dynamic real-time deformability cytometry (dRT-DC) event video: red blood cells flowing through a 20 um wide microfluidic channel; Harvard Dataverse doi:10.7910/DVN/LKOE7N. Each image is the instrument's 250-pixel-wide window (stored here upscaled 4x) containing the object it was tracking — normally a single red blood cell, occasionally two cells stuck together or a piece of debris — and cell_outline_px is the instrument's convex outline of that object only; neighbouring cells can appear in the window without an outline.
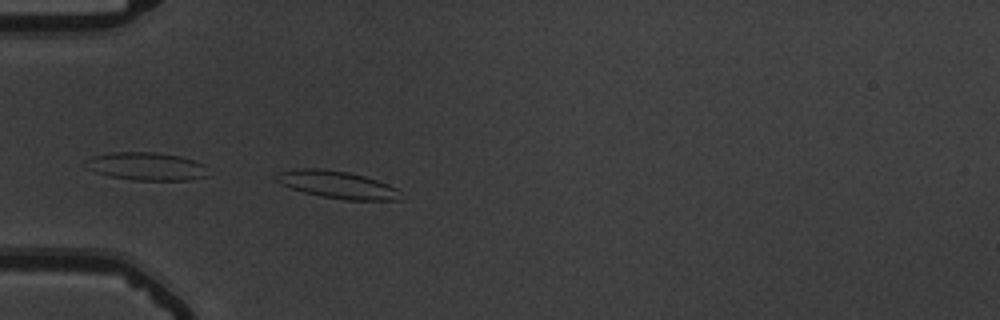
{"species": "common noctule bat (a hibernating species)", "species_latin": "Nyctalus noctula", "temperature_condition": "warm", "stored_images_in_passage": 29, "segment_of_instrument_passage": [1, 2], "camera_frame_rate_fps": 3000, "um_per_image_px": 0.085, "animal": {"sex": "male", "body_mass_g": 19.5, "forearm_length_mm": 54.6}, "frame": {"image": 1, "passage_image": 1, "time_ms": 0.0, "image_size_px": [1000, 320], "cell_outline_px": [[400, 200], [344, 200], [320, 196], [304, 192], [280, 184], [276, 180], [276, 172], [292, 168], [320, 168], [348, 172], [364, 176], [388, 184], [396, 188]], "centroid_in_image_um": [28.59, 15.68], "position_along_channel_um": 56.4, "area_um2": 19.83}}
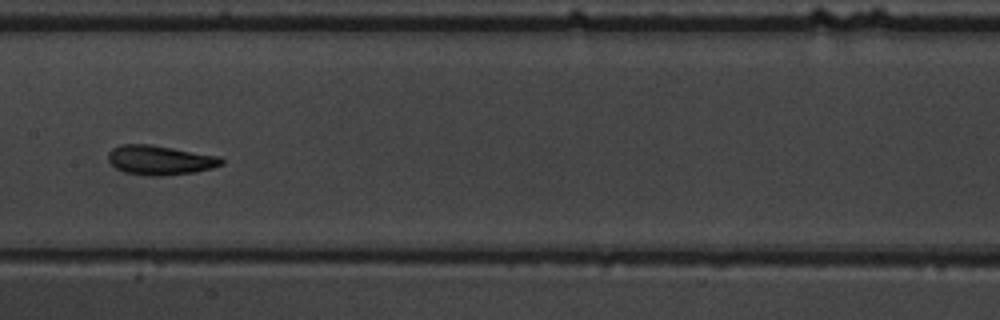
{"frame": {"image": 2, "passage_image": 13, "time_ms": 4.0, "image_size_px": [1000, 320], "cell_outline_px": [[224, 164], [212, 168], [196, 172], [164, 176], [152, 176], [124, 172], [116, 168], [108, 160], [108, 152], [112, 148], [120, 144], [148, 144], [220, 156], [224, 160]], "centroid_in_image_um": [13.61, 13.61], "position_along_channel_um": 193.8, "area_um2": 19.54}}
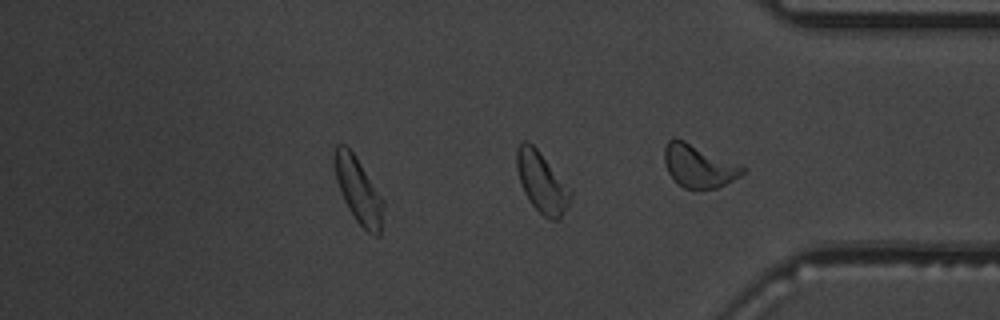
{"frame": {"image": 3, "passage_image": 28, "time_ms": 9.0, "image_size_px": [1000, 320], "cell_outline_px": [[384, 204], [380, 236], [372, 236], [356, 220], [348, 208], [340, 192], [336, 180], [332, 160], [332, 156], [336, 144], [344, 144], [352, 152], [384, 200]], "centroid_in_image_um": [30.43, 16.18], "position_along_channel_um": 404.8, "area_um2": 18.67}}